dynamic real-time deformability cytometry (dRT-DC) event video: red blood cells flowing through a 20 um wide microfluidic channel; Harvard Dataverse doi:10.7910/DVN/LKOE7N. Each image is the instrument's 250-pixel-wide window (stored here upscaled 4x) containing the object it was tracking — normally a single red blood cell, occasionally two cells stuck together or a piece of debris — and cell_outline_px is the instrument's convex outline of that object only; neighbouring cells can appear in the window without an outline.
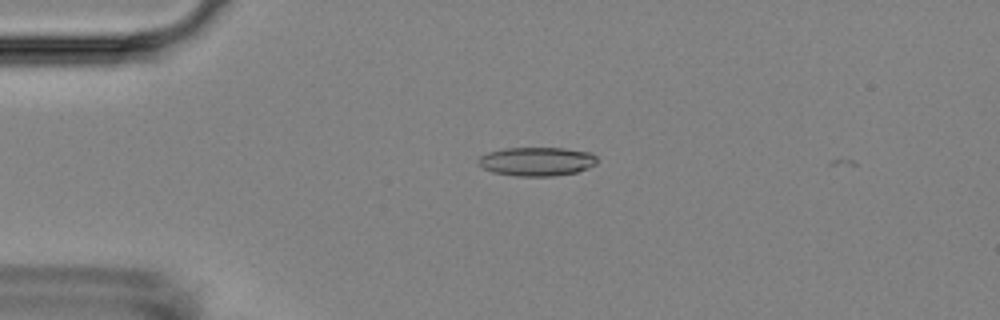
{"species": "Egyptian fruit bat (a non-hibernating species)", "species_latin": "Rousettus aegyptiacus", "temperature_condition": "room temperature", "stored_images_in_passage": 39, "camera_frame_rate_fps": 3000, "um_per_image_px": 0.085, "animal": {"sex": "female"}, "frame": {"image": 1, "passage_image": 1, "time_ms": 0.0, "image_size_px": [1000, 320], "cell_outline_px": [[596, 164], [588, 168], [576, 172], [552, 176], [516, 176], [492, 172], [476, 164], [476, 160], [480, 156], [488, 152], [504, 148], [564, 148], [592, 152], [596, 156]], "centroid_in_image_um": [45.6, 13.72], "position_along_channel_um": 39.4, "area_um2": 20.11}}
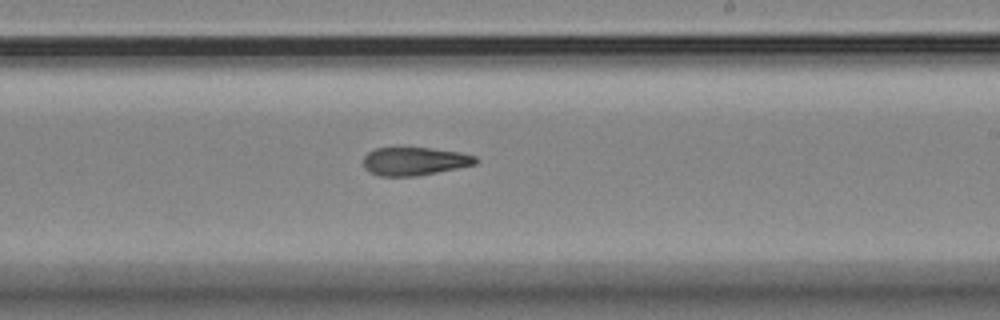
{"frame": {"image": 2, "passage_image": 21, "time_ms": 6.667, "image_size_px": [1000, 320], "cell_outline_px": [[480, 160], [476, 164], [416, 176], [380, 176], [368, 172], [364, 168], [364, 156], [368, 152], [376, 148], [432, 148], [460, 152], [476, 156]], "centroid_in_image_um": [35.24, 13.7], "position_along_channel_um": 253.8, "area_um2": 18.44}}
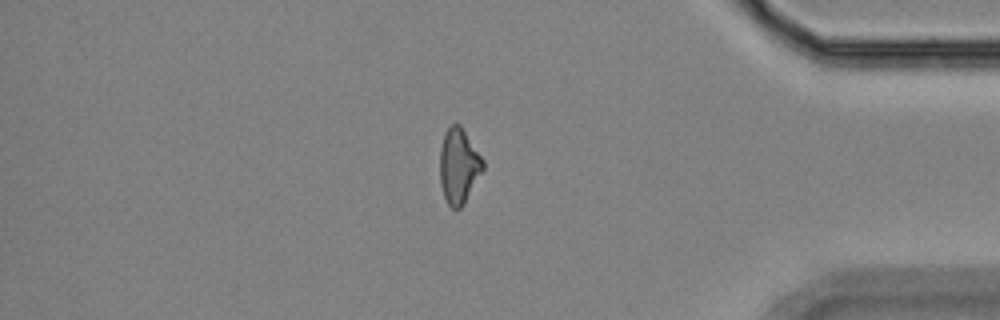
{"frame": {"image": 3, "passage_image": 35, "time_ms": 11.333, "image_size_px": [1000, 320], "cell_outline_px": [[484, 168], [464, 204], [460, 208], [452, 208], [448, 204], [444, 196], [440, 184], [440, 148], [444, 132], [452, 124], [460, 124], [484, 160]], "centroid_in_image_um": [38.99, 14.1], "position_along_channel_um": 396.2, "area_um2": 18.84}}